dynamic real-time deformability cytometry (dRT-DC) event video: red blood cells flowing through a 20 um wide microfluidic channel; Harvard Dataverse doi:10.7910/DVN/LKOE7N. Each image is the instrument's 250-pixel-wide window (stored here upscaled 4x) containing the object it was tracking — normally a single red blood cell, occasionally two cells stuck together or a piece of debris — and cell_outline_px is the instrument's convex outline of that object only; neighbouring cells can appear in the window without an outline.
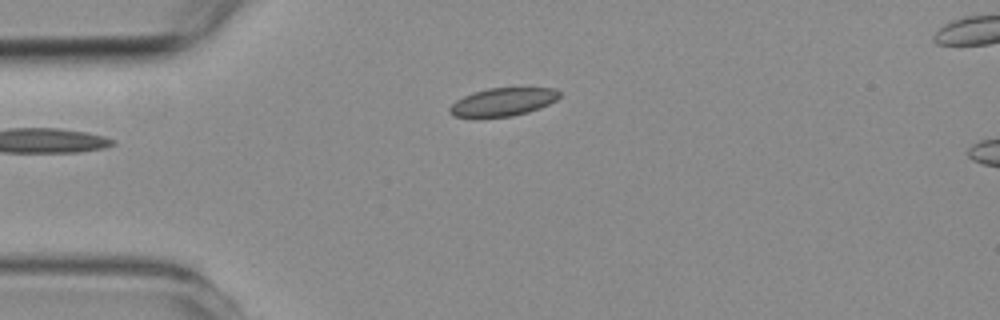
{"species": "common noctule bat (a hibernating species)", "species_latin": "Nyctalus noctula", "temperature_condition": "room temperature", "stored_images_in_passage": 2, "camera_frame_rate_fps": 3000, "um_per_image_px": 0.085, "animal": {"sex": "female", "body_mass_g": 19.3, "forearm_length_mm": 54.1}, "frame": {"image": 1, "passage_image": 2, "time_ms": 1.0, "image_size_px": [1000, 320], "cell_outline_px": [[560, 96], [556, 100], [540, 108], [528, 112], [512, 116], [476, 120], [452, 116], [448, 112], [448, 108], [456, 100], [472, 92], [488, 88], [556, 88], [560, 92]], "centroid_in_image_um": [42.66, 8.71], "position_along_channel_um": 42.3, "area_um2": 18.67}}